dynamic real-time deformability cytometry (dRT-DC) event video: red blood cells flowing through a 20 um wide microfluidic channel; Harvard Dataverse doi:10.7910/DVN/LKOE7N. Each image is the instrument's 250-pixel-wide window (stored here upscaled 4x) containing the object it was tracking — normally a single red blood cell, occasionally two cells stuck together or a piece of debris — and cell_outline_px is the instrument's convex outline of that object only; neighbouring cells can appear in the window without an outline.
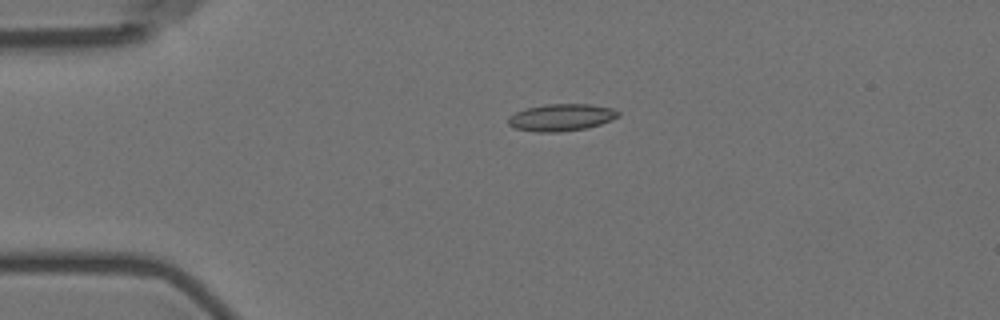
{"species": "Egyptian fruit bat (a non-hibernating species)", "species_latin": "Rousettus aegyptiacus", "temperature_condition": "room temperature", "stored_images_in_passage": 4, "camera_frame_rate_fps": 3000, "um_per_image_px": 0.085, "animal": {"sex": "female"}, "frame": {"image": 1, "passage_image": 3, "time_ms": 3.0, "image_size_px": [1000, 320], "cell_outline_px": [[620, 116], [612, 120], [588, 128], [560, 132], [536, 132], [512, 128], [508, 124], [508, 116], [524, 108], [544, 104], [592, 104], [612, 108], [620, 112]], "centroid_in_image_um": [47.69, 9.98], "position_along_channel_um": 37.3, "area_um2": 17.69}}